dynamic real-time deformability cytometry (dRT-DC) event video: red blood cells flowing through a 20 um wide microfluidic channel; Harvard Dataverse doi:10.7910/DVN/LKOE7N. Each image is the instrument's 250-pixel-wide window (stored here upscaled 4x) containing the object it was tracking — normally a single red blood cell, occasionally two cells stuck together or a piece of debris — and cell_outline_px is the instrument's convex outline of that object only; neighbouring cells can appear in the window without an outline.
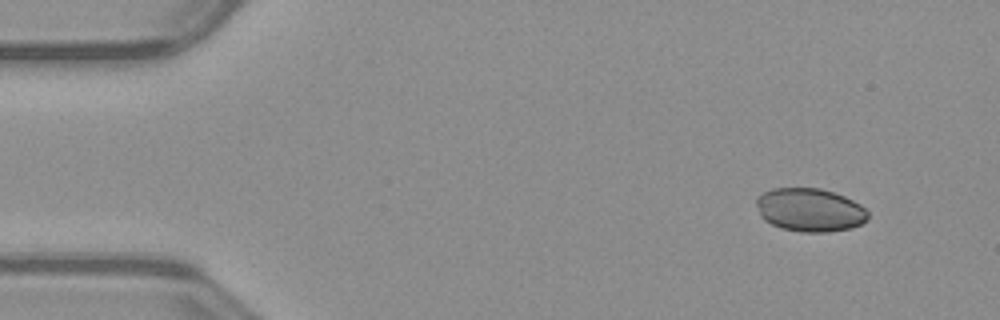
{"species": "common noctule bat (a hibernating species)", "species_latin": "Nyctalus noctula", "temperature_condition": "warm", "stored_images_in_passage": 48, "camera_frame_rate_fps": 3000, "um_per_image_px": 0.085, "animal": {"sex": "male", "body_mass_g": 23.1, "forearm_length_mm": 52.7}, "frame": {"image": 1, "passage_image": 1, "time_ms": 0.0, "image_size_px": [1000, 320], "cell_outline_px": [[868, 216], [860, 224], [852, 228], [828, 232], [800, 232], [780, 228], [764, 220], [760, 216], [756, 204], [756, 200], [764, 192], [772, 188], [820, 188], [844, 196], [860, 204], [868, 212]], "centroid_in_image_um": [68.82, 17.85], "position_along_channel_um": 16.2, "area_um2": 28.15}}
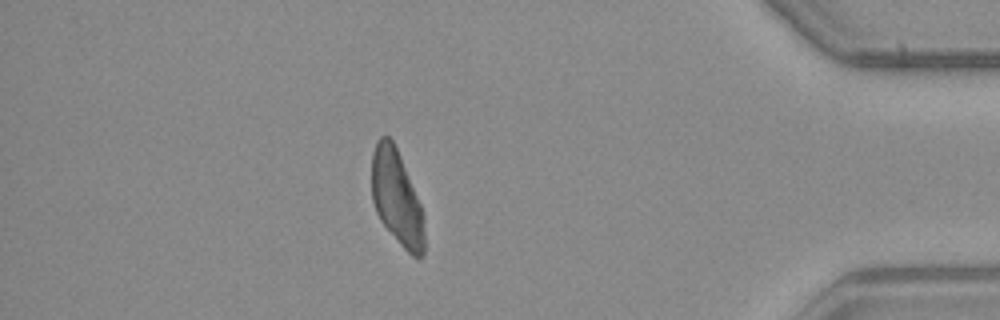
{"frame": {"image": 2, "passage_image": 41, "time_ms": 13.333, "image_size_px": [1000, 320], "cell_outline_px": [[424, 256], [412, 256], [400, 244], [380, 220], [376, 212], [372, 200], [372, 152], [376, 140], [380, 136], [388, 136], [392, 140], [400, 156], [420, 204], [424, 216]], "centroid_in_image_um": [33.71, 16.8], "position_along_channel_um": 401.5, "area_um2": 28.9}}
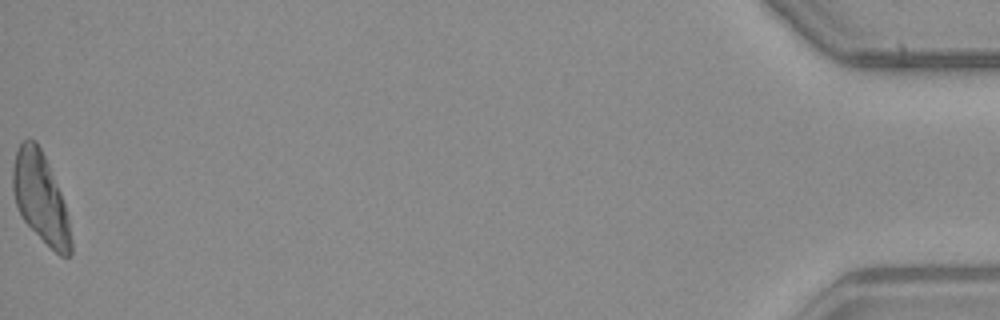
{"frame": {"image": 3, "passage_image": 48, "time_ms": 15.667, "image_size_px": [1000, 320], "cell_outline_px": [[72, 252], [68, 256], [60, 256], [24, 220], [16, 204], [12, 188], [12, 168], [16, 152], [20, 144], [28, 136], [36, 140], [48, 164], [60, 192], [64, 204], [68, 220], [72, 240]], "centroid_in_image_um": [3.43, 16.77], "position_along_channel_um": 431.8, "area_um2": 29.88}}